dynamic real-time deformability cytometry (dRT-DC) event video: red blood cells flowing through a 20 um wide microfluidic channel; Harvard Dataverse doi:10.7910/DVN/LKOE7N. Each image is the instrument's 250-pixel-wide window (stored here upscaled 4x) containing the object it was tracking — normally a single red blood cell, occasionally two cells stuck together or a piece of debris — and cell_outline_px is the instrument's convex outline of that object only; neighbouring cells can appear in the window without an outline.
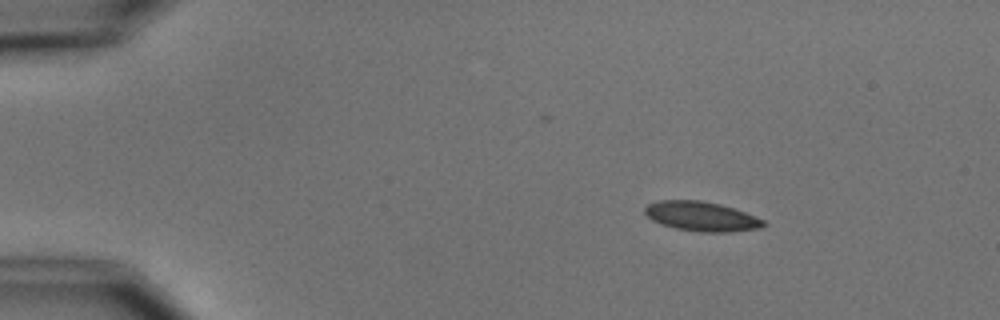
{"species": "common noctule bat (a hibernating species)", "species_latin": "Nyctalus noctula", "temperature_condition": "cold", "stored_images_in_passage": 3, "camera_frame_rate_fps": 3000, "um_per_image_px": 0.085, "animal": {"sex": "male", "body_mass_g": 15.6}, "frame": {"image": 1, "passage_image": 1, "time_ms": 0.0, "image_size_px": [1000, 320], "cell_outline_px": [[768, 224], [760, 228], [728, 232], [700, 232], [676, 228], [660, 224], [652, 220], [644, 212], [644, 208], [648, 204], [660, 200], [700, 200], [720, 204], [744, 212], [764, 220]], "centroid_in_image_um": [59.61, 18.39], "position_along_channel_um": 25.4, "area_um2": 20.35}}
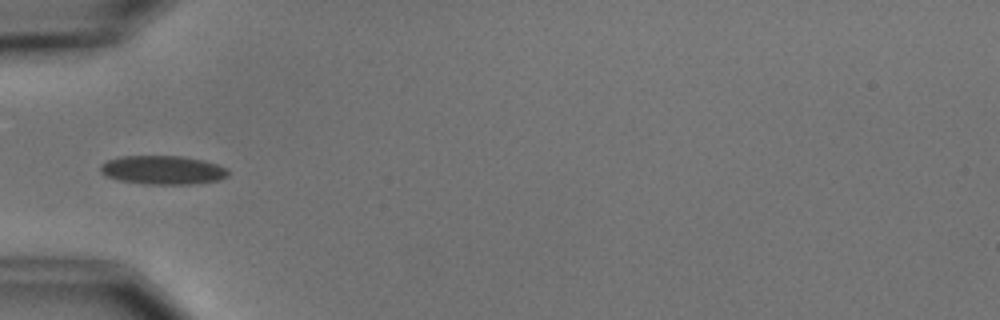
{"frame": {"image": 2, "passage_image": 3, "time_ms": 3.333, "image_size_px": [1000, 320], "cell_outline_px": [[228, 176], [220, 180], [192, 184], [144, 184], [116, 180], [100, 172], [100, 164], [108, 160], [120, 156], [184, 156], [204, 160], [228, 168]], "centroid_in_image_um": [13.84, 14.45], "position_along_channel_um": 71.2, "area_um2": 21.62}}